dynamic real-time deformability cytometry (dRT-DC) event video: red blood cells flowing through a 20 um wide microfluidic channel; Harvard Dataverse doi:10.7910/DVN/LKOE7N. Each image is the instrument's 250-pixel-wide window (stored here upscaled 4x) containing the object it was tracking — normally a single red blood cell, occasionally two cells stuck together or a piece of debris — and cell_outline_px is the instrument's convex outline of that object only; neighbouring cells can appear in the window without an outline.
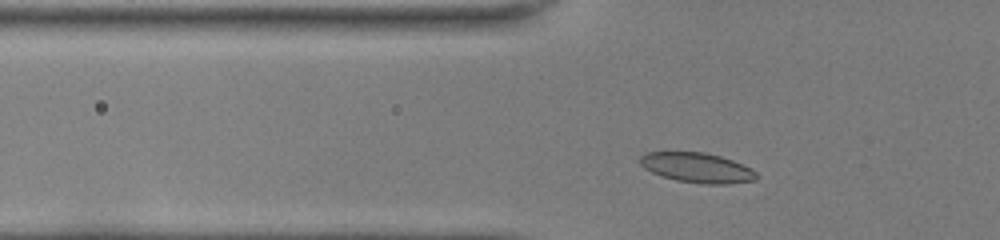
{"species": "common noctule bat (a hibernating species)", "species_latin": "Nyctalus noctula", "temperature_condition": "room temperature", "stored_images_in_passage": 44, "camera_frame_rate_fps": 3000, "um_per_image_px": 0.085, "animal": {"sex": "female", "body_mass_g": 22.0, "forearm_length_mm": 56.7}, "frame": {"image": 1, "passage_image": 10, "time_ms": 3.0, "image_size_px": [1000, 240], "cell_outline_px": [[760, 176], [756, 180], [728, 184], [704, 184], [676, 180], [652, 172], [644, 168], [640, 164], [640, 156], [644, 152], [704, 152], [720, 156], [732, 160], [752, 168]], "centroid_in_image_um": [59.28, 14.25], "position_along_channel_um": 66.5, "area_um2": 20.35}}
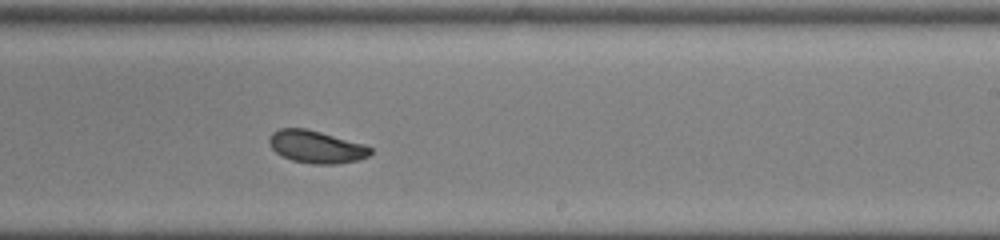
{"frame": {"image": 2, "passage_image": 25, "time_ms": 8.0, "image_size_px": [1000, 240], "cell_outline_px": [[372, 152], [368, 156], [356, 160], [336, 164], [312, 164], [292, 160], [276, 152], [268, 144], [268, 136], [272, 132], [280, 128], [304, 128], [320, 132], [364, 144], [372, 148]], "centroid_in_image_um": [26.85, 12.47], "position_along_channel_um": 262.2, "area_um2": 19.07}}
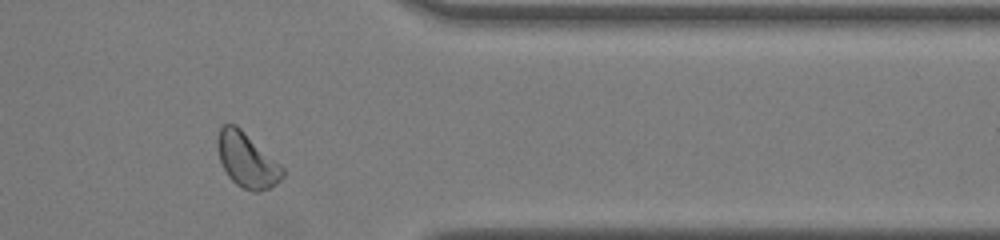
{"frame": {"image": 3, "passage_image": 35, "time_ms": 11.333, "image_size_px": [1000, 240], "cell_outline_px": [[284, 176], [276, 184], [260, 192], [252, 192], [236, 184], [228, 176], [220, 160], [216, 144], [216, 140], [220, 128], [224, 124], [236, 124], [280, 164], [284, 168]], "centroid_in_image_um": [20.98, 13.61], "position_along_channel_um": 390.4, "area_um2": 20.63}, "authors_computed_cell_mechanics": {"area_um2": 19.9988, "velocity_mm_per_s": 4.0316, "shape_relaxation_time_tau1_ms": 3.72, "shape_relaxation_time_tau2_ms": null, "deformation_change_tau1": 0.1125, "deformation_change_tau2": null}}